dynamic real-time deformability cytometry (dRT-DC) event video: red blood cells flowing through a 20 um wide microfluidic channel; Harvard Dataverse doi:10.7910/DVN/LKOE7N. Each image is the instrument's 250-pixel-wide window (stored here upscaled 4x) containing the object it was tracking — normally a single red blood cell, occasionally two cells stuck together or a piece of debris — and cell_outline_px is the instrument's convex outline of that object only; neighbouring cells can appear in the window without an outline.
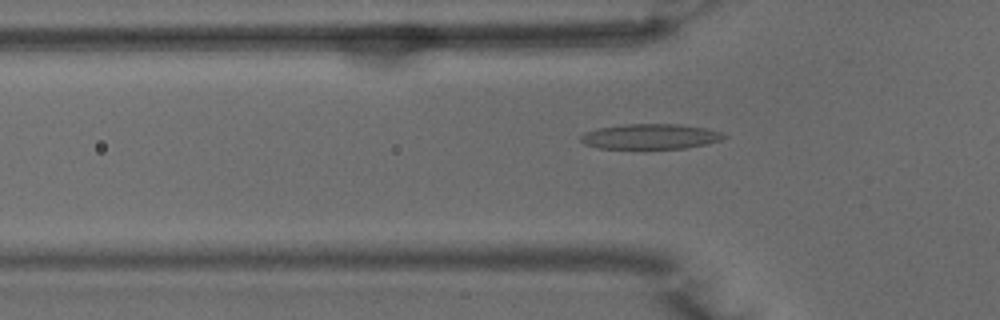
{"species": "common noctule bat (a hibernating species)", "species_latin": "Nyctalus noctula", "temperature_condition": "warm", "stored_images_in_passage": 27, "camera_frame_rate_fps": 3000, "um_per_image_px": 0.085, "animal": {"sex": "male", "body_mass_g": 15.6}, "frame": {"image": 1, "passage_image": 3, "time_ms": 0.667, "image_size_px": [1000, 320], "cell_outline_px": [[728, 136], [720, 140], [708, 144], [684, 148], [600, 148], [584, 144], [580, 140], [580, 136], [584, 132], [596, 128], [624, 124], [680, 124], [708, 128], [720, 132]], "centroid_in_image_um": [55.28, 11.59], "position_along_channel_um": 70.5, "area_um2": 21.1}}
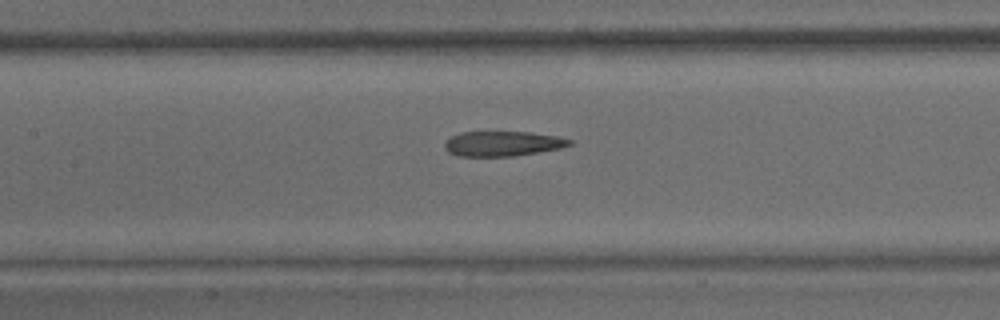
{"frame": {"image": 2, "passage_image": 10, "time_ms": 3.0, "image_size_px": [1000, 320], "cell_outline_px": [[572, 144], [560, 148], [512, 156], [456, 156], [448, 152], [444, 148], [444, 144], [452, 136], [460, 132], [528, 132], [556, 136], [572, 140]], "centroid_in_image_um": [42.69, 12.21], "position_along_channel_um": 164.7, "area_um2": 17.98}}
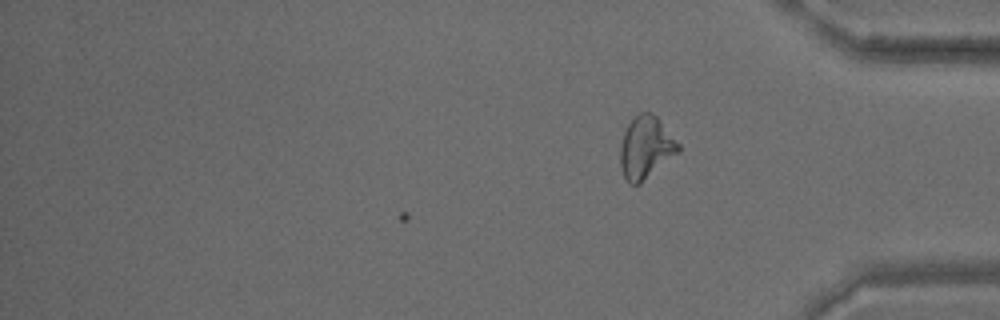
{"frame": {"image": 3, "passage_image": 27, "time_ms": 8.667, "image_size_px": [1000, 320], "cell_outline_px": [[680, 152], [640, 184], [632, 184], [624, 176], [620, 164], [620, 144], [624, 132], [628, 124], [640, 112], [652, 112], [656, 116], [680, 144]], "centroid_in_image_um": [54.91, 12.54], "position_along_channel_um": 380.3, "area_um2": 21.04}, "authors_computed_cell_mechanics": {"area_um2": 19.074, "velocity_mm_per_s": 3.9791, "shape_relaxation_time_tau1_ms": null, "shape_relaxation_time_tau2_ms": 2.2221, "deformation_change_tau1": null, "deformation_change_tau2": 0.1092}}